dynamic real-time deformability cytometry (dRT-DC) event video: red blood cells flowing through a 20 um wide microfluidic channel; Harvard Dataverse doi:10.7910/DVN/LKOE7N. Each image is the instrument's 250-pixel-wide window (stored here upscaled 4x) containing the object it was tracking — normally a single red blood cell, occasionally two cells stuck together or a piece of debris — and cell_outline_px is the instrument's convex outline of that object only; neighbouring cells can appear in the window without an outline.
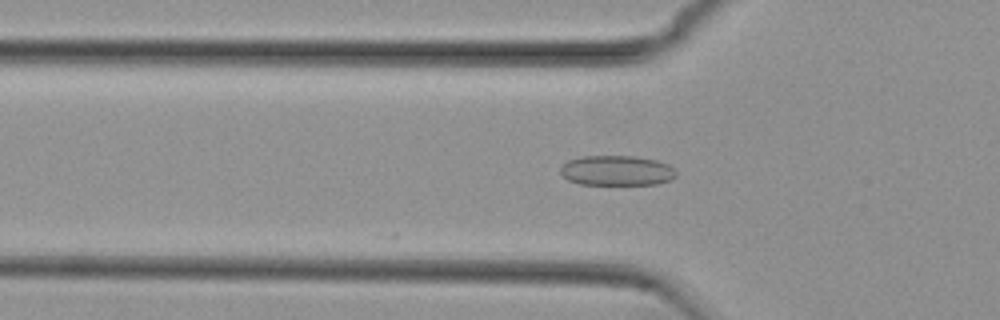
{"species": "common noctule bat (a hibernating species)", "species_latin": "Nyctalus noctula", "temperature_condition": "cold", "stored_images_in_passage": 32, "camera_frame_rate_fps": 3000, "um_per_image_px": 0.085, "animal": {"sex": "female", "body_mass_g": 29.2, "forearm_length_mm": 56.3}, "frame": {"image": 1, "passage_image": 2, "time_ms": 0.333, "image_size_px": [1000, 320], "cell_outline_px": [[676, 176], [672, 180], [656, 184], [580, 184], [568, 180], [560, 172], [560, 168], [568, 160], [580, 156], [636, 156], [656, 160], [668, 164], [676, 172]], "centroid_in_image_um": [52.43, 14.49], "position_along_channel_um": 73.4, "area_um2": 20.29}}
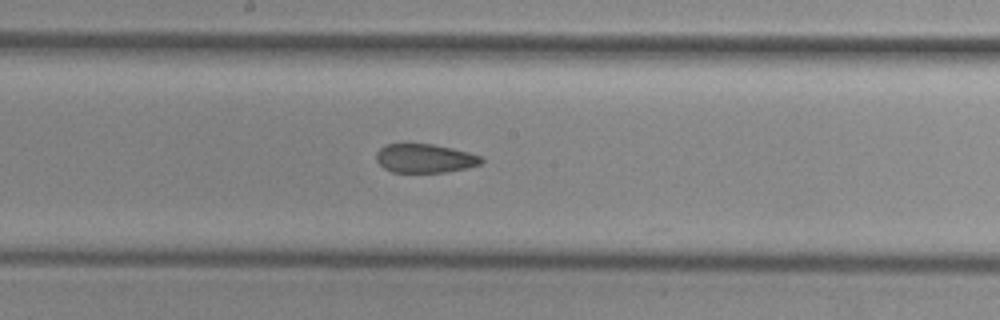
{"frame": {"image": 2, "passage_image": 13, "time_ms": 4.0, "image_size_px": [1000, 320], "cell_outline_px": [[484, 160], [480, 164], [468, 168], [444, 172], [392, 172], [384, 168], [376, 160], [376, 152], [384, 144], [432, 144], [452, 148], [468, 152], [480, 156]], "centroid_in_image_um": [36.1, 13.46], "position_along_channel_um": 212.1, "area_um2": 17.63}}
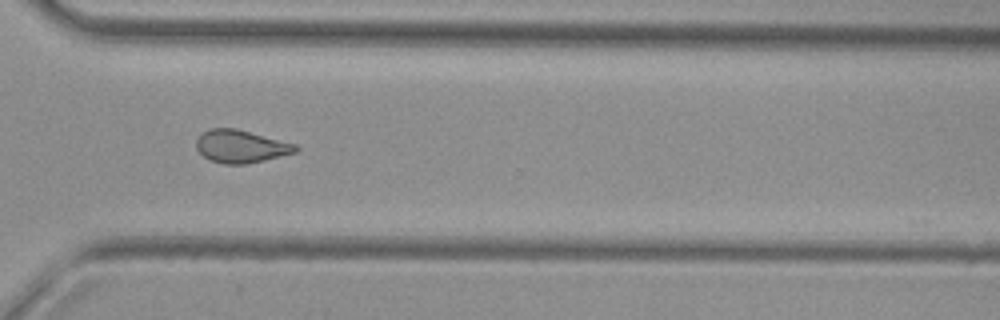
{"frame": {"image": 3, "passage_image": 24, "time_ms": 7.667, "image_size_px": [1000, 320], "cell_outline_px": [[300, 148], [296, 152], [248, 164], [224, 164], [212, 160], [204, 156], [196, 148], [196, 140], [208, 128], [236, 128], [296, 144]], "centroid_in_image_um": [20.49, 12.44], "position_along_channel_um": 350.1, "area_um2": 18.84}, "authors_computed_cell_mechanics": {"area_um2": 18.8717, "velocity_mm_per_s": 3.7708, "shape_relaxation_time_tau1_ms": null, "shape_relaxation_time_tau2_ms": 1.8199, "deformation_change_tau1": null, "deformation_change_tau2": 0.0733}}